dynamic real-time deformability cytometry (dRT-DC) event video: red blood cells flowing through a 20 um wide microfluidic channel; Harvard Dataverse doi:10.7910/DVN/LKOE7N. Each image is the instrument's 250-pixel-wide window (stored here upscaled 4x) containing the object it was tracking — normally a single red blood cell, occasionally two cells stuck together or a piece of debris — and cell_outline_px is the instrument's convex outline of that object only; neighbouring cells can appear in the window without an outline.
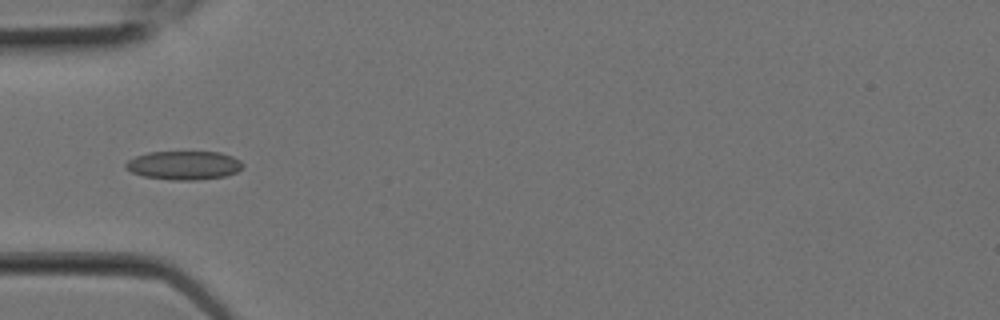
{"species": "Egyptian fruit bat (a non-hibernating species)", "species_latin": "Rousettus aegyptiacus", "temperature_condition": "room temperature", "stored_images_in_passage": 1, "camera_frame_rate_fps": 3000, "um_per_image_px": 0.085, "animal": {"sex": "female"}, "frame": {"image": 1, "passage_image": 1, "time_ms": 0.0, "image_size_px": [1000, 320], "cell_outline_px": [[244, 168], [236, 172], [224, 176], [196, 180], [172, 180], [144, 176], [132, 172], [124, 168], [124, 164], [128, 160], [136, 156], [148, 152], [220, 152], [232, 156], [240, 160], [244, 164]], "centroid_in_image_um": [15.64, 14.05], "position_along_channel_um": 69.4, "area_um2": 19.65}}